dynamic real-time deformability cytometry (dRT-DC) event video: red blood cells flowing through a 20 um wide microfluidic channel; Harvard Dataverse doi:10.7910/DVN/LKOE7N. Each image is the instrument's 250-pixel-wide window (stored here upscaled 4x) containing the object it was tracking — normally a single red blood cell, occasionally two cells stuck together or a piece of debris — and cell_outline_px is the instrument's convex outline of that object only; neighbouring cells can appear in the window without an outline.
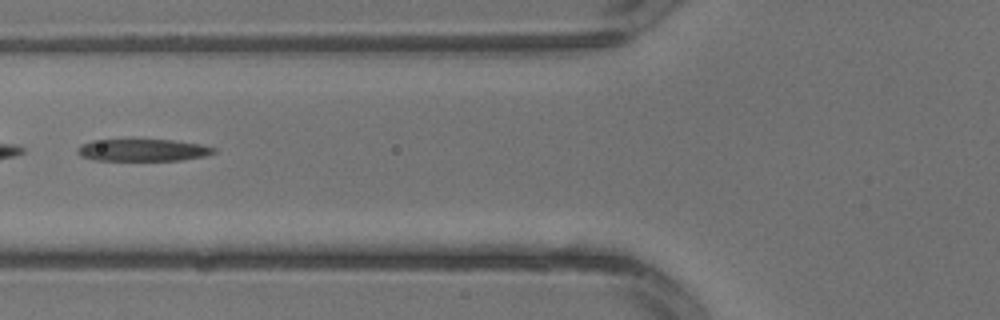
{"species": "common noctule bat (a hibernating species)", "species_latin": "Nyctalus noctula", "temperature_condition": "warm", "stored_images_in_passage": 6, "camera_frame_rate_fps": 3000, "um_per_image_px": 0.085, "animal": {"sex": "male", "body_mass_g": 13.3}, "frame": {"image": 1, "passage_image": 3, "time_ms": 0.667, "image_size_px": [1000, 320], "cell_outline_px": [[216, 152], [204, 156], [180, 160], [92, 160], [80, 156], [76, 152], [76, 148], [80, 144], [92, 140], [132, 136], [172, 140], [204, 144], [216, 148]], "centroid_in_image_um": [12.06, 12.7], "position_along_channel_um": 113.7, "area_um2": 18.84}}